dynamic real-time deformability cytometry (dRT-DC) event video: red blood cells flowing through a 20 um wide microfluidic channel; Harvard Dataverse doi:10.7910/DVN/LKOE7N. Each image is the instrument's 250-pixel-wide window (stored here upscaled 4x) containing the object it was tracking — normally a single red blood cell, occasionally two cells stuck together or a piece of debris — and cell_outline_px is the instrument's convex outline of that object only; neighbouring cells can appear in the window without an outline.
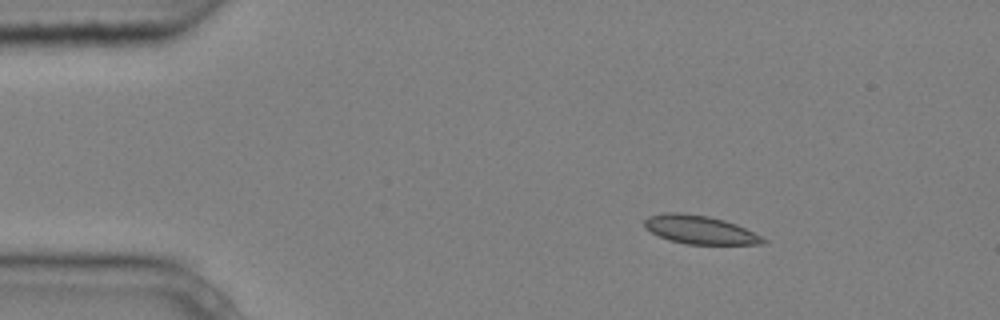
{"species": "common noctule bat (a hibernating species)", "species_latin": "Nyctalus noctula", "temperature_condition": "cold", "stored_images_in_passage": 3, "camera_frame_rate_fps": 3000, "um_per_image_px": 0.085, "animal": {"sex": "male", "body_mass_g": 20.4}, "frame": {"image": 1, "passage_image": 1, "time_ms": 0.0, "image_size_px": [1000, 320], "cell_outline_px": [[768, 240], [764, 244], [684, 244], [668, 240], [644, 228], [644, 220], [648, 216], [664, 212], [680, 212], [708, 216], [724, 220], [736, 224]], "centroid_in_image_um": [59.44, 19.52], "position_along_channel_um": 25.6, "area_um2": 19.65}}